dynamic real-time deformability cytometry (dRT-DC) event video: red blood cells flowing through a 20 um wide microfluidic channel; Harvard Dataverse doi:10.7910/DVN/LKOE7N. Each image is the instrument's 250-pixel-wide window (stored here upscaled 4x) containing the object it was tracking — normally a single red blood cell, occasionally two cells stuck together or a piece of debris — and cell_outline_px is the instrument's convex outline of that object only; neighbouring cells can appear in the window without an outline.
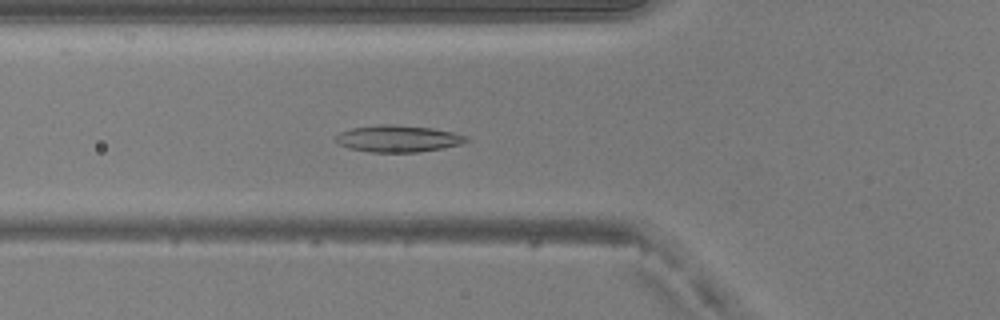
{"species": "common noctule bat (a hibernating species)", "species_latin": "Nyctalus noctula", "temperature_condition": "warm", "stored_images_in_passage": 39, "camera_frame_rate_fps": 3000, "um_per_image_px": 0.085, "animal": {"sex": "male", "body_mass_g": 20.5, "forearm_length_mm": 52.5}, "frame": {"image": 1, "passage_image": 8, "time_ms": 2.333, "image_size_px": [1000, 320], "cell_outline_px": [[472, 140], [460, 144], [440, 148], [416, 152], [372, 152], [348, 148], [332, 140], [340, 132], [352, 128], [380, 124], [392, 124], [432, 128], [452, 132], [464, 136]], "centroid_in_image_um": [33.79, 11.78], "position_along_channel_um": 92.0, "area_um2": 20.23}}
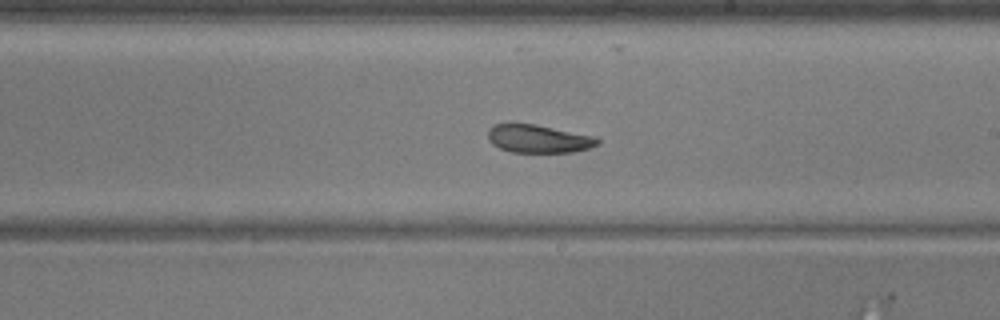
{"frame": {"image": 2, "passage_image": 19, "time_ms": 6.0, "image_size_px": [1000, 320], "cell_outline_px": [[600, 144], [588, 148], [572, 152], [512, 152], [500, 148], [492, 144], [488, 140], [488, 128], [492, 124], [536, 124], [596, 136], [600, 140]], "centroid_in_image_um": [45.78, 11.79], "position_along_channel_um": 243.2, "area_um2": 18.03}}
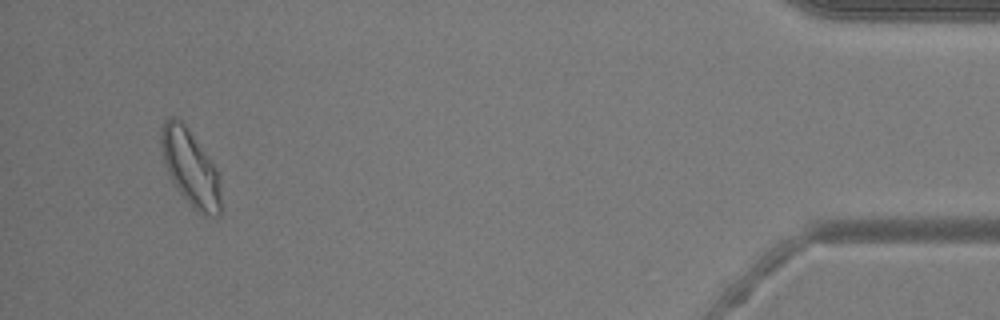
{"frame": {"image": 3, "passage_image": 37, "time_ms": 12.0, "image_size_px": [1000, 320], "cell_outline_px": [[220, 216], [208, 216], [196, 212], [192, 208], [176, 188], [164, 164], [160, 148], [160, 132], [164, 120], [168, 116], [172, 116], [180, 120], [188, 128], [216, 168], [220, 180]], "centroid_in_image_um": [16.16, 14.26], "position_along_channel_um": 419.0, "area_um2": 26.65}, "authors_computed_cell_mechanics": {"area_um2": 20.1144, "velocity_mm_per_s": 4.1037, "shape_relaxation_time_tau1_ms": 6.159, "shape_relaxation_time_tau2_ms": 3.6291, "deformation_change_tau1": 0.1283, "deformation_change_tau2": 0.1057}}